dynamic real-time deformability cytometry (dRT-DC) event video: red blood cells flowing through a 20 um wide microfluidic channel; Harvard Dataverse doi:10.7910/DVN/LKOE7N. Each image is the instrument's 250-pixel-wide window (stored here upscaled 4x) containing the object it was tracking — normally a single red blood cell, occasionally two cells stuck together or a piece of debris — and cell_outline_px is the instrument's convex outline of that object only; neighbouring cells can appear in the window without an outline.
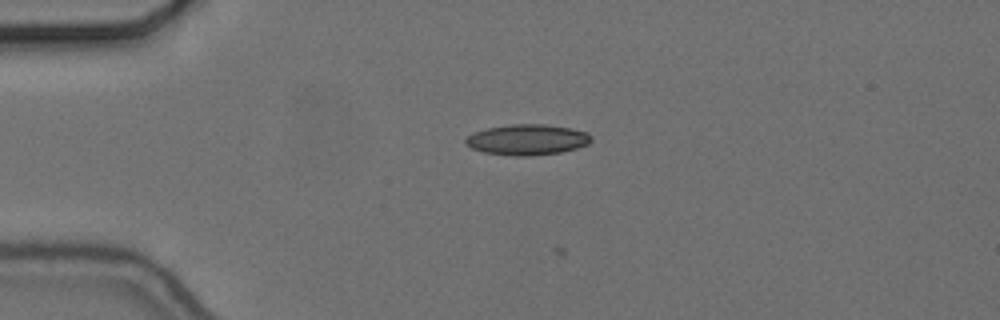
{"species": "common noctule bat (a hibernating species)", "species_latin": "Nyctalus noctula", "temperature_condition": "cold", "stored_images_in_passage": 6, "camera_frame_rate_fps": 3000, "um_per_image_px": 0.085, "animal": {"sex": "female", "body_mass_g": 24.6, "forearm_length_mm": 56.2}, "frame": {"image": 1, "passage_image": 2, "time_ms": 0.333, "image_size_px": [1000, 320], "cell_outline_px": [[592, 140], [588, 144], [576, 148], [560, 152], [532, 156], [512, 156], [484, 152], [472, 148], [464, 144], [464, 140], [468, 136], [476, 132], [488, 128], [512, 124], [544, 124], [572, 128], [588, 132], [592, 136]], "centroid_in_image_um": [44.84, 11.87], "position_along_channel_um": 40.2, "area_um2": 22.48}}